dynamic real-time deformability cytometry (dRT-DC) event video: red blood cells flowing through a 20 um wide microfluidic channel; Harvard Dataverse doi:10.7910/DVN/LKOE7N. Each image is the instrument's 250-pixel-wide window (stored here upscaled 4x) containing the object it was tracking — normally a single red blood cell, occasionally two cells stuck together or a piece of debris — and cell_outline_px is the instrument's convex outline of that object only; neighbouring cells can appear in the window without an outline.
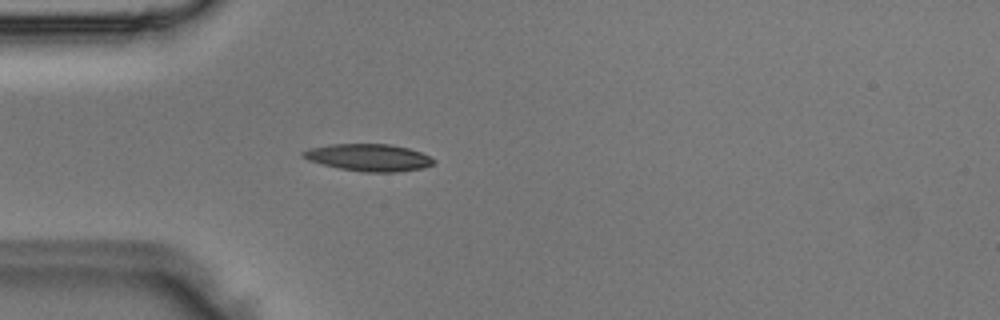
{"species": "Egyptian fruit bat (a non-hibernating species)", "species_latin": "Rousettus aegyptiacus", "temperature_condition": "room temperature", "stored_images_in_passage": 3, "camera_frame_rate_fps": 3000, "um_per_image_px": 0.085, "animal": {"sex": "male"}, "frame": {"image": 1, "passage_image": 3, "time_ms": 0.667, "image_size_px": [1000, 320], "cell_outline_px": [[436, 160], [432, 164], [420, 168], [396, 172], [364, 172], [340, 168], [308, 160], [300, 156], [300, 152], [308, 148], [328, 144], [388, 144], [408, 148], [420, 152]], "centroid_in_image_um": [31.28, 13.38], "position_along_channel_um": 53.7, "area_um2": 20.52}}